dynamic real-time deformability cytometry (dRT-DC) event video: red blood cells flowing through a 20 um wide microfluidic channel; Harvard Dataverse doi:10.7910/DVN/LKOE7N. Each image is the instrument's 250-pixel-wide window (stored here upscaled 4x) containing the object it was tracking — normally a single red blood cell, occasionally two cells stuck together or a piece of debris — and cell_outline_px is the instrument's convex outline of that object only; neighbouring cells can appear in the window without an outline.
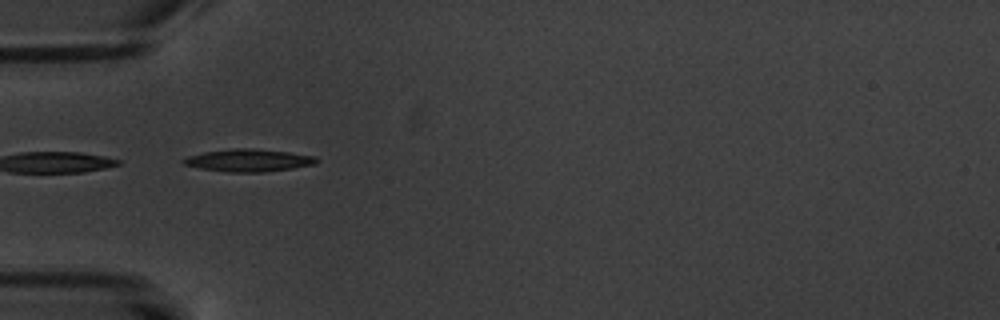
{"species": "common noctule bat (a hibernating species)", "species_latin": "Nyctalus noctula", "temperature_condition": "warm", "stored_images_in_passage": 7, "camera_frame_rate_fps": 3000, "um_per_image_px": 0.085, "animal": {"sex": "male", "body_mass_g": 20.1, "forearm_length_mm": 53.5}, "frame": {"image": 1, "passage_image": 1, "time_ms": 0.0, "image_size_px": [1000, 320], "cell_outline_px": [[320, 160], [316, 164], [292, 168], [264, 172], [228, 172], [200, 168], [184, 164], [180, 160], [188, 156], [204, 152], [232, 148], [252, 148], [288, 152], [316, 156]], "centroid_in_image_um": [21.15, 13.62], "position_along_channel_um": 63.8, "area_um2": 17.46}}
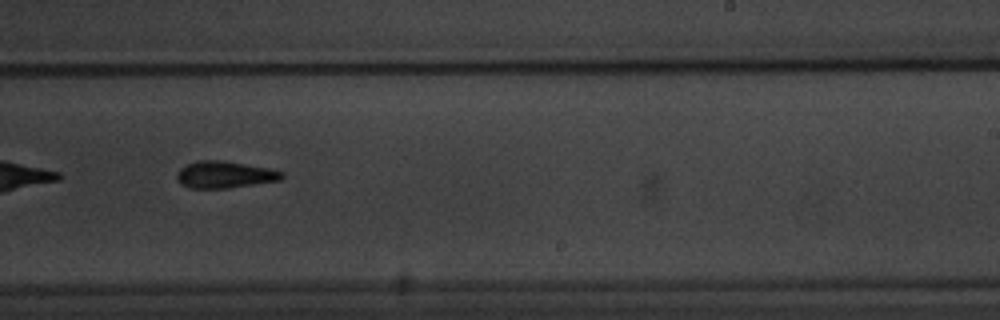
{"frame": {"image": 2, "passage_image": 6, "time_ms": 6.0, "image_size_px": [1000, 320], "cell_outline_px": [[284, 176], [280, 180], [228, 188], [188, 188], [180, 184], [176, 180], [176, 172], [180, 168], [196, 160], [220, 160], [268, 168], [284, 172]], "centroid_in_image_um": [19.04, 14.85], "position_along_channel_um": 270.0, "area_um2": 16.47}}